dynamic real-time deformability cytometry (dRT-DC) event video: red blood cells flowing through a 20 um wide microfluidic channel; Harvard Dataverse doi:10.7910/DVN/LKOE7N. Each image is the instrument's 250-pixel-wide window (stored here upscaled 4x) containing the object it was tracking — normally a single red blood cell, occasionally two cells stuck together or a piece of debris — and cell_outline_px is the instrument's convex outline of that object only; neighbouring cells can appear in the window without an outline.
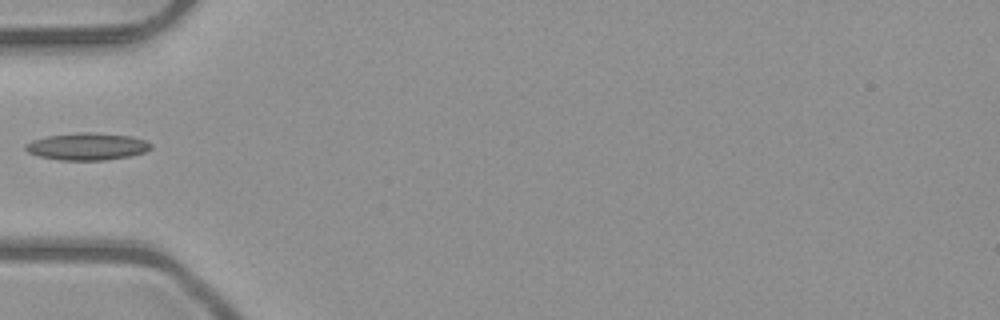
{"species": "common noctule bat (a hibernating species)", "species_latin": "Nyctalus noctula", "temperature_condition": "room temperature", "stored_images_in_passage": 35, "camera_frame_rate_fps": 3000, "um_per_image_px": 0.085, "animal": {"sex": "male", "body_mass_g": 23.1, "forearm_length_mm": 52.7}, "frame": {"image": 1, "passage_image": 1, "time_ms": 0.0, "image_size_px": [1000, 320], "cell_outline_px": [[152, 148], [144, 152], [128, 156], [104, 160], [60, 160], [40, 156], [28, 152], [24, 148], [24, 144], [32, 140], [48, 136], [76, 132], [92, 132], [132, 136], [144, 140], [152, 144]], "centroid_in_image_um": [7.4, 12.44], "position_along_channel_um": 77.6, "area_um2": 19.83}}
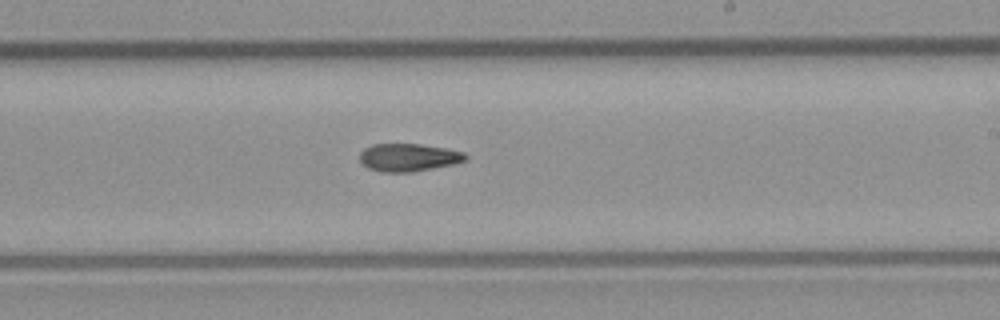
{"frame": {"image": 2, "passage_image": 14, "time_ms": 4.333, "image_size_px": [1000, 320], "cell_outline_px": [[468, 156], [464, 160], [452, 164], [412, 172], [384, 172], [368, 168], [360, 160], [360, 152], [364, 148], [372, 144], [420, 144], [444, 148], [464, 152]], "centroid_in_image_um": [34.69, 13.37], "position_along_channel_um": 254.3, "area_um2": 16.94}}
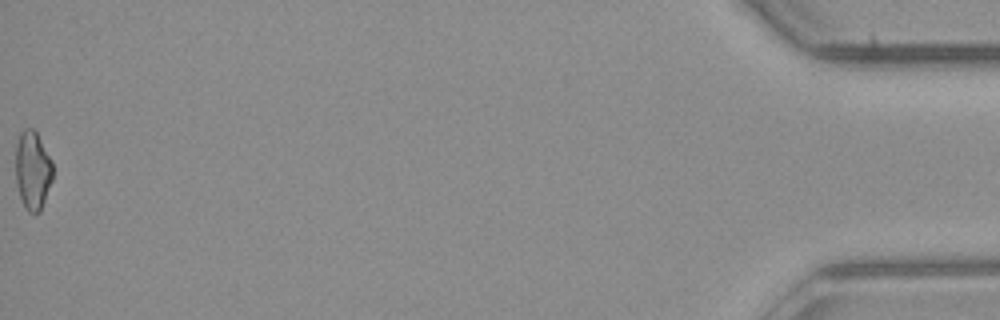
{"frame": {"image": 3, "passage_image": 35, "time_ms": 11.333, "image_size_px": [1000, 320], "cell_outline_px": [[52, 180], [40, 212], [28, 212], [20, 196], [16, 184], [16, 144], [20, 132], [24, 128], [32, 128], [36, 132], [52, 160]], "centroid_in_image_um": [2.77, 14.45], "position_along_channel_um": 432.4, "area_um2": 16.88}}